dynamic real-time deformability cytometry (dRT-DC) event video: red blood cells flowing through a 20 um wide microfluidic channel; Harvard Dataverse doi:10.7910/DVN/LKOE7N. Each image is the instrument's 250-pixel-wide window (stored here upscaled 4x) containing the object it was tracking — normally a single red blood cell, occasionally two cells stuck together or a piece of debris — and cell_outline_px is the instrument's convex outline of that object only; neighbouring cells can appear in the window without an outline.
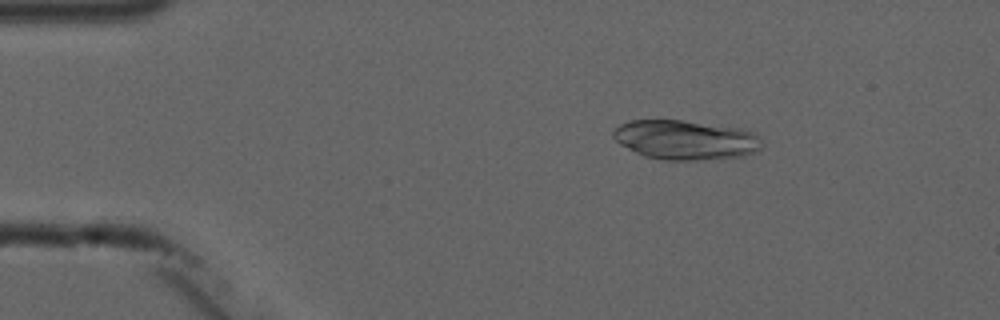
{"species": "common noctule bat (a hibernating species)", "species_latin": "Nyctalus noctula", "temperature_condition": "cold", "stored_images_in_passage": 4, "camera_frame_rate_fps": 3000, "um_per_image_px": 0.085, "animal": {"sex": "male", "forearm_length_mm": 52.5}, "frame": {"image": 1, "passage_image": 2, "time_ms": 2.0, "image_size_px": [1000, 320], "cell_outline_px": [[764, 144], [756, 152], [744, 156], [696, 160], [664, 160], [644, 156], [620, 144], [612, 136], [612, 132], [620, 124], [628, 120], [684, 120], [740, 128], [756, 132], [764, 140]], "centroid_in_image_um": [58.32, 11.88], "position_along_channel_um": 26.7, "area_um2": 34.56}}